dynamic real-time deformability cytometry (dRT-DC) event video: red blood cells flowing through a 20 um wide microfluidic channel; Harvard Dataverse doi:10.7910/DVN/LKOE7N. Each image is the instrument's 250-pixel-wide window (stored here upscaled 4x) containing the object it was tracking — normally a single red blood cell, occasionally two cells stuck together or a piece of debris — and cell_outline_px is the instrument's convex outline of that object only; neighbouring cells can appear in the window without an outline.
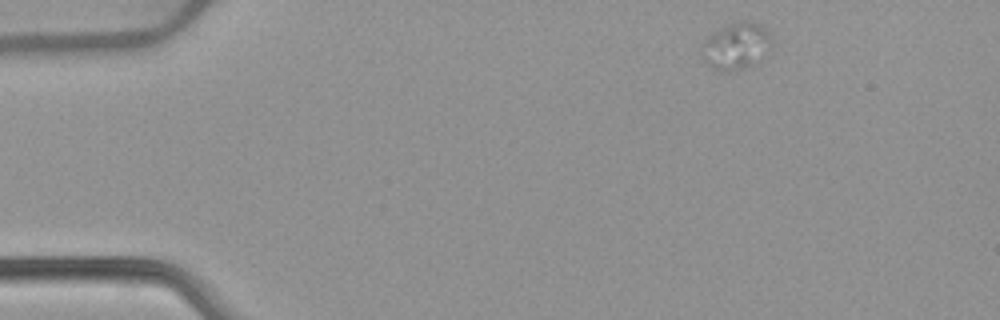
{"species": "common noctule bat (a hibernating species)", "species_latin": "Nyctalus noctula", "temperature_condition": "warm", "stored_images_in_passage": 48, "camera_frame_rate_fps": 3000, "um_per_image_px": 0.085, "animal": {"sex": "female", "body_mass_g": 22.7, "forearm_length_mm": 54.2}, "frame": {"image": 1, "passage_image": 1, "time_ms": 0.0, "image_size_px": [1000, 320], "cell_outline_px": [[772, 52], [768, 56], [744, 68], [728, 72], [724, 72], [712, 68], [700, 56], [704, 44], [708, 36], [728, 24], [740, 20], [748, 20], [764, 28], [768, 32], [772, 44]], "centroid_in_image_um": [62.62, 3.94], "position_along_channel_um": 22.4, "area_um2": 19.19}}
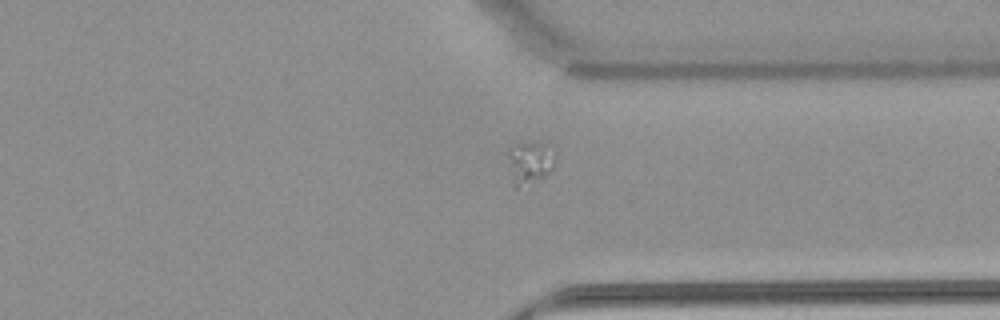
{"frame": {"image": 2, "passage_image": 35, "time_ms": 11.333, "image_size_px": [1000, 320], "cell_outline_px": [[556, 156], [552, 168], [544, 176], [516, 188], [512, 184], [508, 156], [508, 148], [512, 144], [544, 144]], "centroid_in_image_um": [44.98, 13.82], "position_along_channel_um": 366.4, "area_um2": 11.21}}
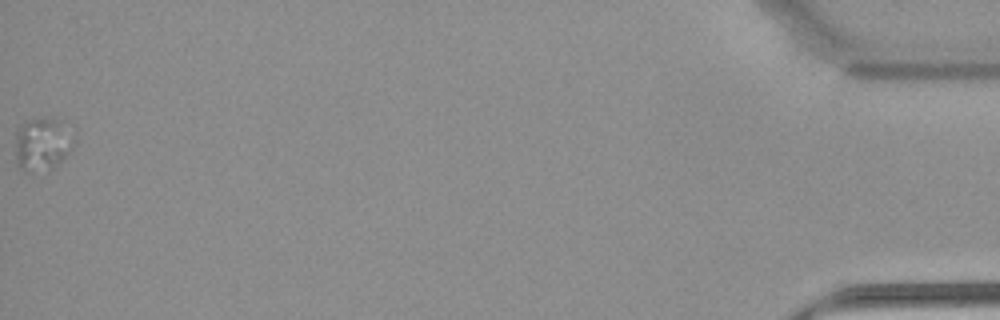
{"frame": {"image": 3, "passage_image": 48, "time_ms": 15.667, "image_size_px": [1000, 320], "cell_outline_px": [[72, 148], [60, 160], [52, 164], [32, 172], [24, 172], [20, 168], [16, 160], [16, 124], [44, 116], [60, 120], [72, 144]], "centroid_in_image_um": [3.46, 12.18], "position_along_channel_um": 431.7, "area_um2": 17.22}}